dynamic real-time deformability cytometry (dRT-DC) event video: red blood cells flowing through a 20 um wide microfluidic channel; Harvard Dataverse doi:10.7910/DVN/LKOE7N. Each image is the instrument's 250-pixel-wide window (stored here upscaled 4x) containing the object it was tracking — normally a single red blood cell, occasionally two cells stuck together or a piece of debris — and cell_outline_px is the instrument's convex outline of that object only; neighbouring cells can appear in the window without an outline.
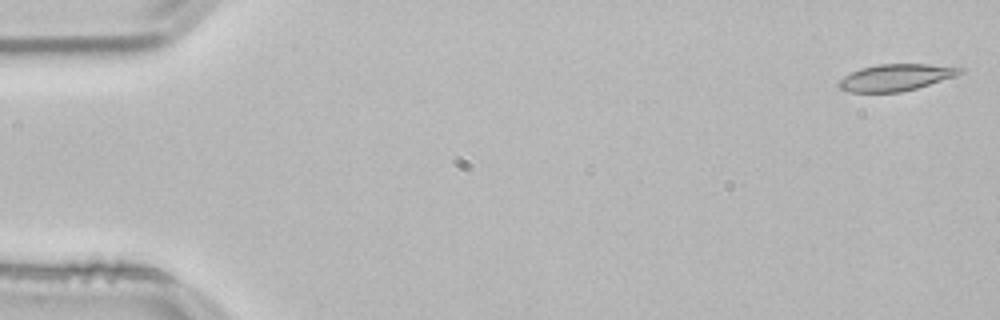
{"species": "common noctule bat (a hibernating species)", "species_latin": "Nyctalus noctula", "temperature_condition": "room temperature", "stored_images_in_passage": 53, "camera_frame_rate_fps": 3000, "um_per_image_px": 0.085, "animal": {"sex": "male", "body_mass_g": 21.5, "forearm_length_mm": 52.0}, "frame": {"image": 1, "passage_image": 1, "time_ms": 0.0, "image_size_px": [1000, 320], "cell_outline_px": [[964, 72], [956, 76], [916, 88], [900, 92], [848, 92], [840, 88], [836, 84], [836, 80], [860, 68], [876, 64], [960, 64], [964, 68]], "centroid_in_image_um": [76.22, 6.55], "position_along_channel_um": 8.8, "area_um2": 19.42}}
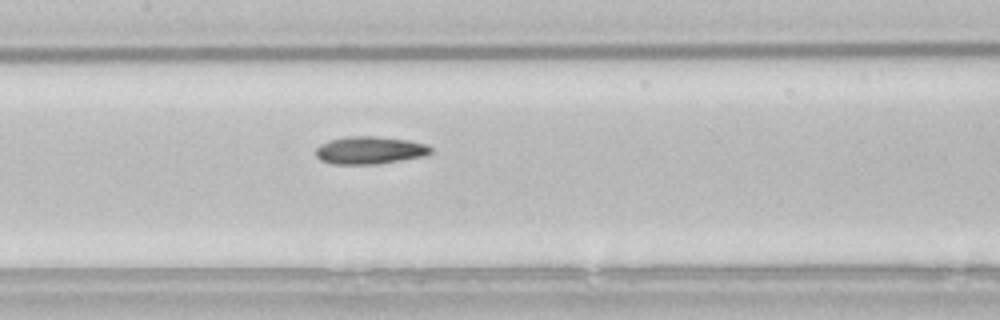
{"frame": {"image": 2, "passage_image": 25, "time_ms": 8.0, "image_size_px": [1000, 320], "cell_outline_px": [[432, 152], [424, 156], [380, 164], [332, 164], [320, 160], [316, 156], [316, 148], [320, 144], [328, 140], [348, 136], [372, 136], [408, 140], [424, 144], [432, 148]], "centroid_in_image_um": [31.4, 12.78], "position_along_channel_um": 176.0, "area_um2": 18.55}}
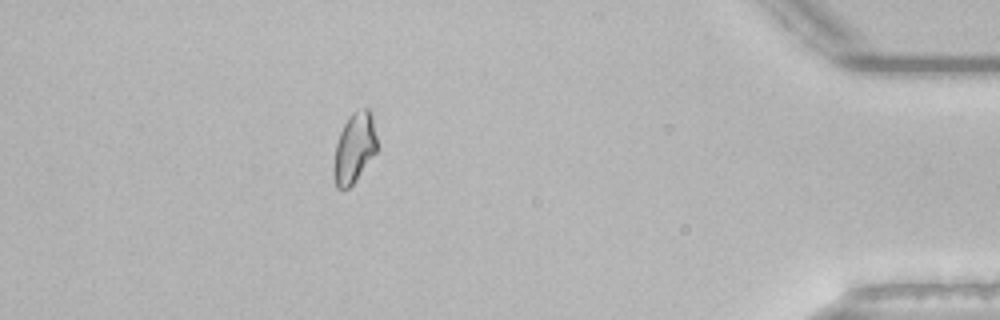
{"frame": {"image": 3, "passage_image": 47, "time_ms": 15.333, "image_size_px": [1000, 320], "cell_outline_px": [[376, 152], [356, 180], [348, 188], [336, 188], [332, 176], [332, 168], [336, 144], [340, 132], [348, 116], [352, 112], [364, 108], [368, 108], [372, 116], [376, 136]], "centroid_in_image_um": [30.08, 12.59], "position_along_channel_um": 405.1, "area_um2": 17.69}, "authors_computed_cell_mechanics": {"area_um2": 18.4382, "velocity_mm_per_s": 3.8028, "shape_relaxation_time_tau1_ms": null, "shape_relaxation_time_tau2_ms": 6.1264, "deformation_change_tau1": null, "deformation_change_tau2": 0.1255}}